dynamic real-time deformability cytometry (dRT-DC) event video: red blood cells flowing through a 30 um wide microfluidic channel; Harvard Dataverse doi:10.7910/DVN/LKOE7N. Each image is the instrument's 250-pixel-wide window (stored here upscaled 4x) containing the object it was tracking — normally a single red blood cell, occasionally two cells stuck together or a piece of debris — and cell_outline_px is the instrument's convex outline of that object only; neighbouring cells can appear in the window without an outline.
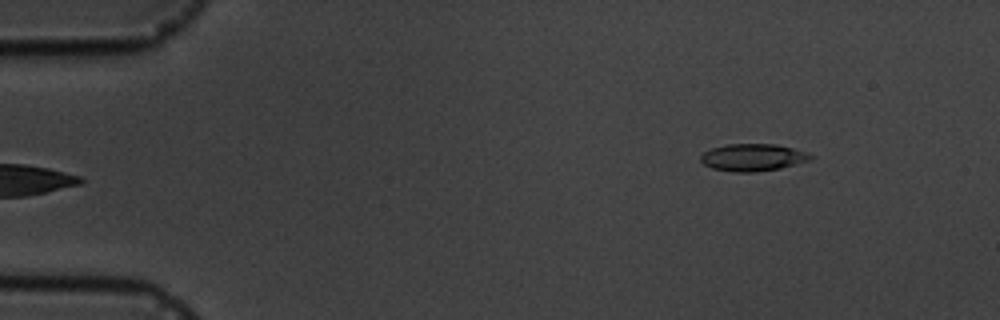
{"species": "common noctule bat (a hibernating species)", "species_latin": "Nyctalus noctula", "temperature_condition": "cold", "stored_images_in_passage": 4, "segment_of_instrument_passage": [2, 2], "camera_frame_rate_fps": 3000, "um_per_image_px": 0.085, "animal": {"sex": "male", "body_mass_g": 19.5, "forearm_length_mm": 54.6}, "frame": {"image": 1, "passage_image": 4, "time_ms": 4.0, "image_size_px": [1000, 320], "cell_outline_px": [[816, 156], [808, 160], [796, 164], [780, 168], [756, 172], [732, 172], [712, 168], [704, 164], [700, 160], [700, 156], [704, 152], [712, 148], [728, 144], [776, 144], [808, 152]], "centroid_in_image_um": [64.0, 13.38], "position_along_channel_um": 21.0, "area_um2": 17.46}}